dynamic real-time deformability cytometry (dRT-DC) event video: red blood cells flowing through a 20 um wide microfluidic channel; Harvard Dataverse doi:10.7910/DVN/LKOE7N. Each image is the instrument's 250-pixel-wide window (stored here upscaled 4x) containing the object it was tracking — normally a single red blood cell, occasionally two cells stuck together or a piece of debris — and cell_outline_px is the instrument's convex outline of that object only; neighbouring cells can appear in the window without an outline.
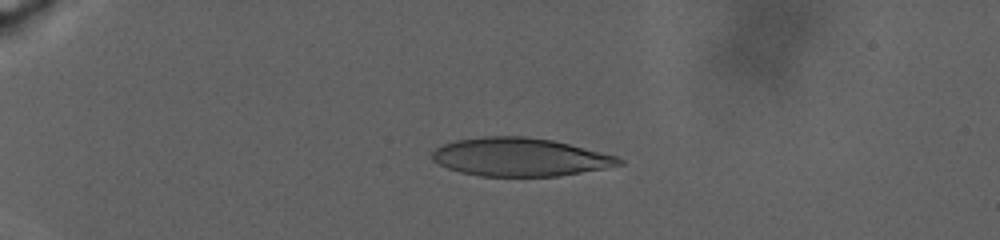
{"species": "human", "species_latin": "Homo sapiens", "temperature_condition": "warm", "stored_images_in_passage": 50, "camera_frame_rate_fps": 3000, "um_per_image_px": 0.085, "donor": {"sex": "male"}, "frame": {"image": 1, "passage_image": 6, "time_ms": 5.333, "image_size_px": [1000, 240], "cell_outline_px": [[624, 164], [604, 168], [556, 176], [480, 176], [460, 172], [448, 168], [432, 160], [432, 152], [436, 148], [444, 144], [456, 140], [484, 136], [524, 136], [552, 140], [616, 156], [624, 160]], "centroid_in_image_um": [44.17, 13.35], "position_along_channel_um": 40.8, "area_um2": 41.33}}
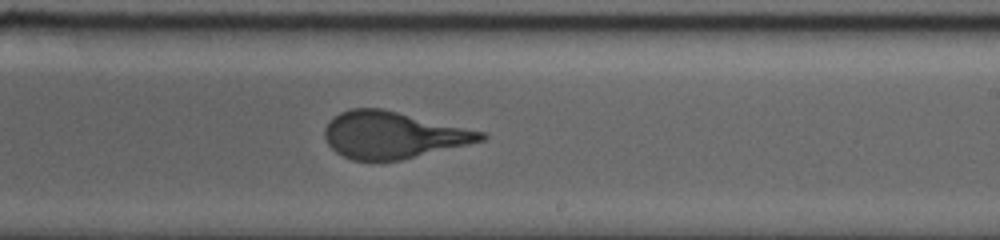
{"frame": {"image": 2, "passage_image": 29, "time_ms": 18.0, "image_size_px": [1000, 240], "cell_outline_px": [[488, 136], [484, 140], [468, 144], [400, 160], [352, 160], [336, 152], [328, 144], [324, 136], [324, 128], [328, 120], [332, 116], [340, 112], [352, 108], [380, 108], [484, 132]], "centroid_in_image_um": [33.34, 11.47], "position_along_channel_um": 255.7, "area_um2": 42.19}}
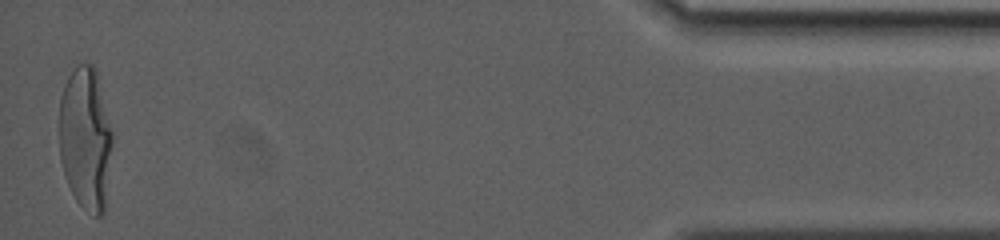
{"frame": {"image": 3, "passage_image": 50, "time_ms": 28.667, "image_size_px": [1000, 240], "cell_outline_px": [[112, 144], [104, 212], [100, 216], [92, 216], [76, 200], [68, 184], [60, 160], [60, 96], [64, 84], [68, 76], [76, 64], [92, 64], [96, 68], [112, 132]], "centroid_in_image_um": [7.27, 11.75], "position_along_channel_um": 427.9, "area_um2": 44.22}}